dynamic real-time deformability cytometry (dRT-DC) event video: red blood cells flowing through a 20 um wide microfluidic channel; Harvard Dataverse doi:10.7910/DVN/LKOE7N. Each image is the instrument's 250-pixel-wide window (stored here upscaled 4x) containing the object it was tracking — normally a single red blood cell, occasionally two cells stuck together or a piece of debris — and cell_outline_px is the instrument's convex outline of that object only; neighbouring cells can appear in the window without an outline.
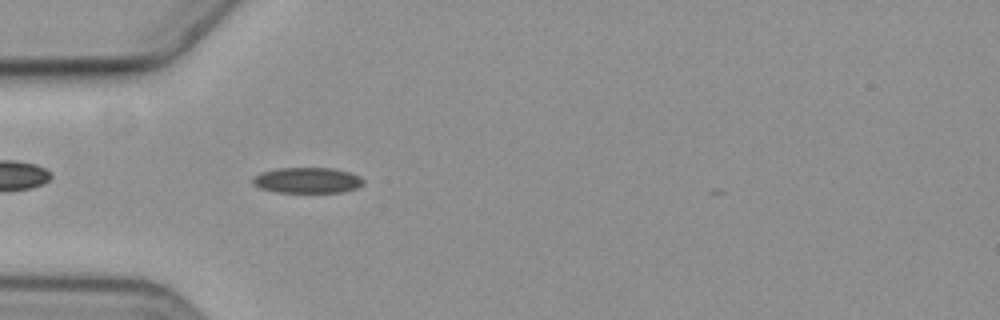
{"species": "common noctule bat (a hibernating species)", "species_latin": "Nyctalus noctula", "temperature_condition": "cold", "stored_images_in_passage": 21, "camera_frame_rate_fps": 3000, "um_per_image_px": 0.085, "animal": {"sex": "female", "body_mass_g": 19.3, "forearm_length_mm": 54.1}, "frame": {"image": 1, "passage_image": 4, "time_ms": 1.0, "image_size_px": [1000, 320], "cell_outline_px": [[364, 184], [356, 188], [344, 192], [276, 192], [260, 188], [252, 184], [252, 180], [260, 172], [276, 168], [332, 168], [348, 172], [360, 176], [364, 180]], "centroid_in_image_um": [26.12, 15.32], "position_along_channel_um": 58.9, "area_um2": 16.59}}
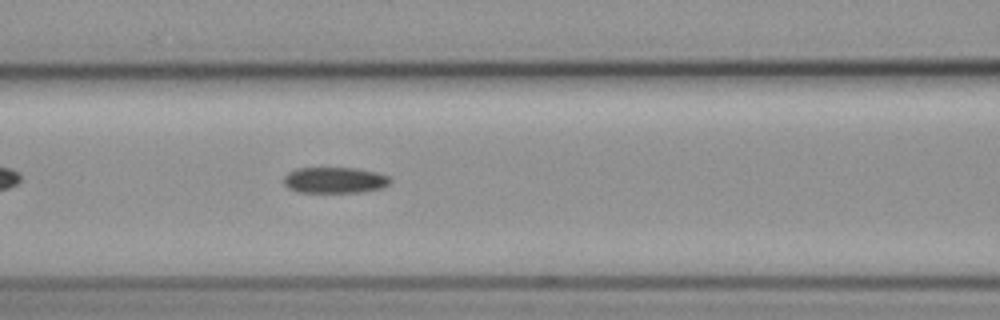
{"frame": {"image": 2, "passage_image": 11, "time_ms": 3.333, "image_size_px": [1000, 320], "cell_outline_px": [[392, 180], [388, 184], [380, 188], [360, 192], [300, 192], [288, 188], [284, 184], [284, 176], [288, 172], [296, 168], [356, 168], [376, 172], [388, 176]], "centroid_in_image_um": [28.43, 15.3], "position_along_channel_um": 138.2, "area_um2": 16.07}}
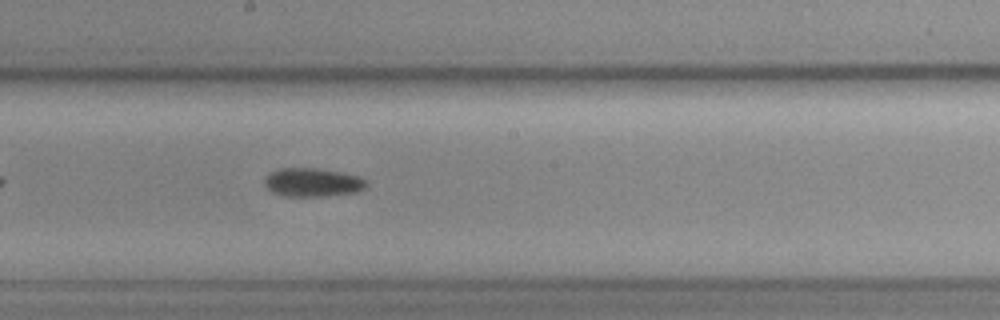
{"frame": {"image": 3, "passage_image": 18, "time_ms": 5.667, "image_size_px": [1000, 320], "cell_outline_px": [[368, 184], [364, 188], [356, 192], [328, 196], [284, 196], [272, 192], [264, 184], [264, 180], [272, 172], [280, 168], [316, 168], [340, 172], [356, 176], [368, 180]], "centroid_in_image_um": [26.59, 15.51], "position_along_channel_um": 221.6, "area_um2": 16.88}}